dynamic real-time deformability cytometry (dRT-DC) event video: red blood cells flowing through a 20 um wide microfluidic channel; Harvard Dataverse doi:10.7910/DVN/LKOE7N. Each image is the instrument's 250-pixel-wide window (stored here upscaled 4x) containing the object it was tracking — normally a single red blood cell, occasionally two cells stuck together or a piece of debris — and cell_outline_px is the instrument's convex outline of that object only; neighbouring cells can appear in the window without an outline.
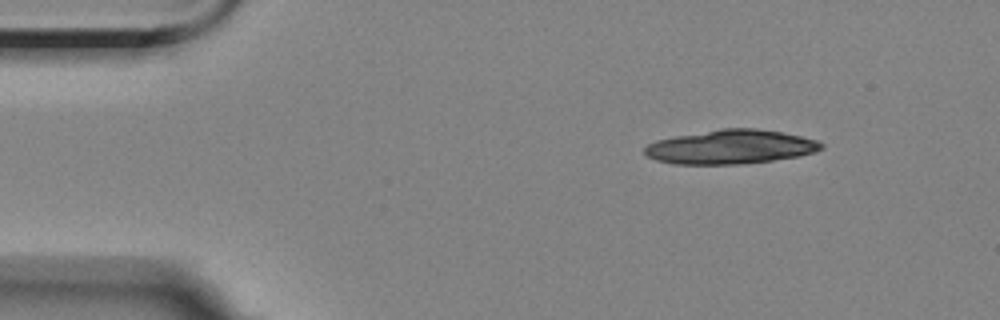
{"species": "Egyptian fruit bat (a non-hibernating species)", "species_latin": "Rousettus aegyptiacus", "temperature_condition": "room temperature", "stored_images_in_passage": 4, "camera_frame_rate_fps": 3000, "um_per_image_px": 0.085, "animal": {"sex": "female"}, "frame": {"image": 1, "passage_image": 1, "time_ms": 0.0, "image_size_px": [1000, 320], "cell_outline_px": [[824, 148], [812, 152], [796, 156], [772, 160], [740, 164], [672, 164], [656, 160], [648, 156], [644, 152], [644, 148], [648, 144], [656, 140], [676, 136], [720, 128], [756, 128], [780, 132], [800, 136], [816, 140], [824, 144]], "centroid_in_image_um": [62.07, 12.48], "position_along_channel_um": 22.9, "area_um2": 34.85}}
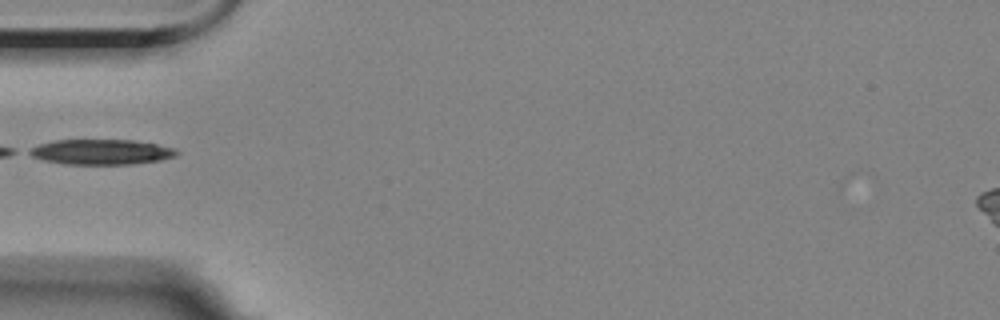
{"frame": {"image": 2, "passage_image": 4, "time_ms": 3.667, "image_size_px": [1000, 320], "cell_outline_px": [[180, 152], [176, 156], [160, 160], [132, 164], [64, 164], [44, 160], [32, 156], [24, 152], [40, 144], [52, 140], [136, 140], [176, 148]], "centroid_in_image_um": [8.62, 12.91], "position_along_channel_um": 76.4, "area_um2": 21.73}}